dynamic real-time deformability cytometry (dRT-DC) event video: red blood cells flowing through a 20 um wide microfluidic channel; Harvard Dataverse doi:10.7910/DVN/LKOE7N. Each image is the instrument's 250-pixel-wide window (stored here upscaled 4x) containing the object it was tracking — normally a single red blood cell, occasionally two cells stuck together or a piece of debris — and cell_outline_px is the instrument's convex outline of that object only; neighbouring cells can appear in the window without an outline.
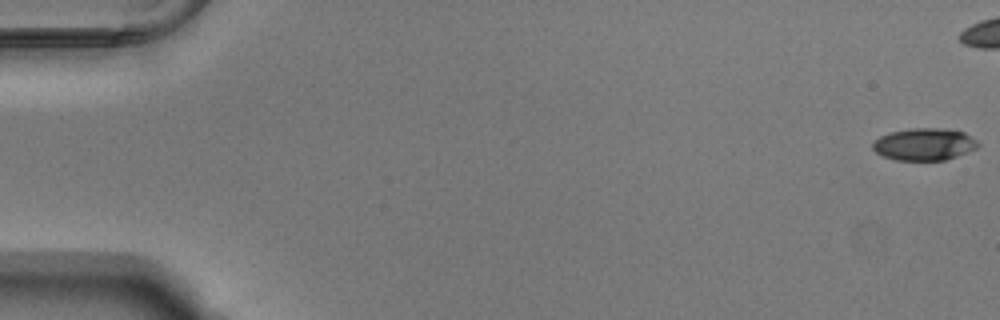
{"species": "Egyptian fruit bat (a non-hibernating species)", "species_latin": "Rousettus aegyptiacus", "temperature_condition": "warm", "stored_images_in_passage": 45, "camera_frame_rate_fps": 3000, "um_per_image_px": 0.085, "animal": {"sex": "male"}, "frame": {"image": 1, "passage_image": 1, "time_ms": 0.0, "image_size_px": [1000, 320], "cell_outline_px": [[980, 144], [976, 148], [956, 156], [944, 160], [896, 160], [884, 156], [876, 152], [872, 148], [872, 144], [880, 136], [888, 132], [908, 128], [940, 128], [964, 132], [976, 140]], "centroid_in_image_um": [78.54, 12.25], "position_along_channel_um": 6.5, "area_um2": 19.65}}
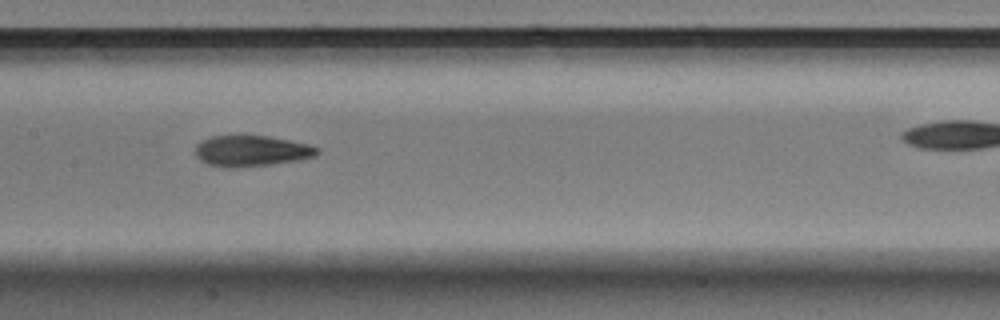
{"frame": {"image": 2, "passage_image": 28, "time_ms": 9.0, "image_size_px": [1000, 320], "cell_outline_px": [[320, 152], [316, 156], [300, 160], [236, 168], [224, 168], [208, 164], [200, 160], [196, 156], [196, 144], [212, 136], [240, 132], [268, 136], [308, 144], [320, 148]], "centroid_in_image_um": [21.35, 12.79], "position_along_channel_um": 186.0, "area_um2": 22.72}}
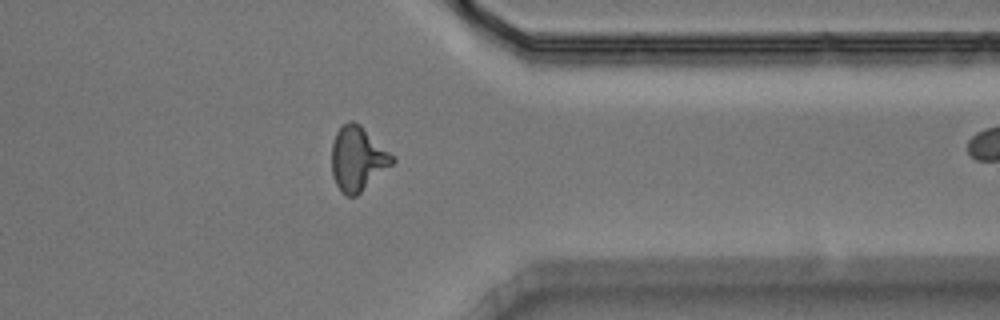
{"frame": {"image": 3, "passage_image": 44, "time_ms": 14.333, "image_size_px": [1000, 320], "cell_outline_px": [[396, 160], [392, 164], [356, 196], [348, 196], [340, 192], [332, 176], [332, 144], [336, 132], [348, 120], [352, 120], [360, 124], [396, 156]], "centroid_in_image_um": [30.41, 13.47], "position_along_channel_um": 381.0, "area_um2": 22.83}}